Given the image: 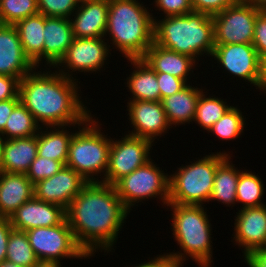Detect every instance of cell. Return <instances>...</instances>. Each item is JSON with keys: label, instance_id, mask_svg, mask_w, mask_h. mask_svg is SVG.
<instances>
[{"label": "cell", "instance_id": "14", "mask_svg": "<svg viewBox=\"0 0 266 267\" xmlns=\"http://www.w3.org/2000/svg\"><path fill=\"white\" fill-rule=\"evenodd\" d=\"M130 127L128 134L155 142L173 126L168 122L161 101H128ZM159 136V138H157Z\"/></svg>", "mask_w": 266, "mask_h": 267}, {"label": "cell", "instance_id": "29", "mask_svg": "<svg viewBox=\"0 0 266 267\" xmlns=\"http://www.w3.org/2000/svg\"><path fill=\"white\" fill-rule=\"evenodd\" d=\"M40 128L31 112L19 102L8 117L5 128L0 133V140L36 136Z\"/></svg>", "mask_w": 266, "mask_h": 267}, {"label": "cell", "instance_id": "35", "mask_svg": "<svg viewBox=\"0 0 266 267\" xmlns=\"http://www.w3.org/2000/svg\"><path fill=\"white\" fill-rule=\"evenodd\" d=\"M39 14L70 19L79 7V0H37Z\"/></svg>", "mask_w": 266, "mask_h": 267}, {"label": "cell", "instance_id": "3", "mask_svg": "<svg viewBox=\"0 0 266 267\" xmlns=\"http://www.w3.org/2000/svg\"><path fill=\"white\" fill-rule=\"evenodd\" d=\"M146 6L139 0H109L105 37L109 35L112 45L127 59L142 58L153 44L157 17Z\"/></svg>", "mask_w": 266, "mask_h": 267}, {"label": "cell", "instance_id": "2", "mask_svg": "<svg viewBox=\"0 0 266 267\" xmlns=\"http://www.w3.org/2000/svg\"><path fill=\"white\" fill-rule=\"evenodd\" d=\"M46 69L35 68L20 80V102L40 126L82 125L92 114L79 96V81Z\"/></svg>", "mask_w": 266, "mask_h": 267}, {"label": "cell", "instance_id": "36", "mask_svg": "<svg viewBox=\"0 0 266 267\" xmlns=\"http://www.w3.org/2000/svg\"><path fill=\"white\" fill-rule=\"evenodd\" d=\"M65 165L50 158L40 157L37 155L35 160L31 163V166L26 173L29 180L35 184L36 182L50 178L59 172Z\"/></svg>", "mask_w": 266, "mask_h": 267}, {"label": "cell", "instance_id": "44", "mask_svg": "<svg viewBox=\"0 0 266 267\" xmlns=\"http://www.w3.org/2000/svg\"><path fill=\"white\" fill-rule=\"evenodd\" d=\"M248 267H266V249H259L248 253L244 257Z\"/></svg>", "mask_w": 266, "mask_h": 267}, {"label": "cell", "instance_id": "26", "mask_svg": "<svg viewBox=\"0 0 266 267\" xmlns=\"http://www.w3.org/2000/svg\"><path fill=\"white\" fill-rule=\"evenodd\" d=\"M26 56L37 67L43 64L44 15L36 14L14 25ZM41 63V64H40Z\"/></svg>", "mask_w": 266, "mask_h": 267}, {"label": "cell", "instance_id": "34", "mask_svg": "<svg viewBox=\"0 0 266 267\" xmlns=\"http://www.w3.org/2000/svg\"><path fill=\"white\" fill-rule=\"evenodd\" d=\"M39 13L37 0H0V23L15 25Z\"/></svg>", "mask_w": 266, "mask_h": 267}, {"label": "cell", "instance_id": "28", "mask_svg": "<svg viewBox=\"0 0 266 267\" xmlns=\"http://www.w3.org/2000/svg\"><path fill=\"white\" fill-rule=\"evenodd\" d=\"M231 157L228 156L218 167L215 172L213 191L211 193L209 201H218L227 206H234L237 204L236 188L239 179V172L235 164L231 161ZM233 204V205H232Z\"/></svg>", "mask_w": 266, "mask_h": 267}, {"label": "cell", "instance_id": "15", "mask_svg": "<svg viewBox=\"0 0 266 267\" xmlns=\"http://www.w3.org/2000/svg\"><path fill=\"white\" fill-rule=\"evenodd\" d=\"M87 183L74 169L64 166L52 177L34 184V197L62 206L66 210Z\"/></svg>", "mask_w": 266, "mask_h": 267}, {"label": "cell", "instance_id": "20", "mask_svg": "<svg viewBox=\"0 0 266 267\" xmlns=\"http://www.w3.org/2000/svg\"><path fill=\"white\" fill-rule=\"evenodd\" d=\"M43 36V62L44 59L46 60L44 67L54 68L64 57L75 38L70 19L44 16Z\"/></svg>", "mask_w": 266, "mask_h": 267}, {"label": "cell", "instance_id": "48", "mask_svg": "<svg viewBox=\"0 0 266 267\" xmlns=\"http://www.w3.org/2000/svg\"><path fill=\"white\" fill-rule=\"evenodd\" d=\"M260 11H266V0H247Z\"/></svg>", "mask_w": 266, "mask_h": 267}, {"label": "cell", "instance_id": "42", "mask_svg": "<svg viewBox=\"0 0 266 267\" xmlns=\"http://www.w3.org/2000/svg\"><path fill=\"white\" fill-rule=\"evenodd\" d=\"M12 229L9 218H0V263L6 260L7 243Z\"/></svg>", "mask_w": 266, "mask_h": 267}, {"label": "cell", "instance_id": "27", "mask_svg": "<svg viewBox=\"0 0 266 267\" xmlns=\"http://www.w3.org/2000/svg\"><path fill=\"white\" fill-rule=\"evenodd\" d=\"M71 126H52L40 128L37 133V155L62 162L66 165L68 150L73 132L66 128ZM50 128V129H49ZM49 129V130H48ZM61 129V130H60ZM46 130V131H44Z\"/></svg>", "mask_w": 266, "mask_h": 267}, {"label": "cell", "instance_id": "7", "mask_svg": "<svg viewBox=\"0 0 266 267\" xmlns=\"http://www.w3.org/2000/svg\"><path fill=\"white\" fill-rule=\"evenodd\" d=\"M225 152V153H224ZM209 153L201 159L190 161L188 165L177 168L169 176L168 204L201 205L209 202L217 167L230 152Z\"/></svg>", "mask_w": 266, "mask_h": 267}, {"label": "cell", "instance_id": "22", "mask_svg": "<svg viewBox=\"0 0 266 267\" xmlns=\"http://www.w3.org/2000/svg\"><path fill=\"white\" fill-rule=\"evenodd\" d=\"M37 157V136L0 140L1 171L26 174Z\"/></svg>", "mask_w": 266, "mask_h": 267}, {"label": "cell", "instance_id": "41", "mask_svg": "<svg viewBox=\"0 0 266 267\" xmlns=\"http://www.w3.org/2000/svg\"><path fill=\"white\" fill-rule=\"evenodd\" d=\"M19 83L16 77L0 75V101L16 98L19 95Z\"/></svg>", "mask_w": 266, "mask_h": 267}, {"label": "cell", "instance_id": "12", "mask_svg": "<svg viewBox=\"0 0 266 267\" xmlns=\"http://www.w3.org/2000/svg\"><path fill=\"white\" fill-rule=\"evenodd\" d=\"M105 40L108 41L107 38H74L64 57L54 68H57L60 74L71 79H74L72 75L77 71L86 74L87 72H100L103 70L101 68L107 64V58L111 56L109 42H105Z\"/></svg>", "mask_w": 266, "mask_h": 267}, {"label": "cell", "instance_id": "11", "mask_svg": "<svg viewBox=\"0 0 266 267\" xmlns=\"http://www.w3.org/2000/svg\"><path fill=\"white\" fill-rule=\"evenodd\" d=\"M120 139L117 141L111 138L109 164L104 177L106 184L114 185L152 159L150 151L154 143L150 140L130 134L123 135Z\"/></svg>", "mask_w": 266, "mask_h": 267}, {"label": "cell", "instance_id": "13", "mask_svg": "<svg viewBox=\"0 0 266 267\" xmlns=\"http://www.w3.org/2000/svg\"><path fill=\"white\" fill-rule=\"evenodd\" d=\"M211 57L223 71L253 84L261 93V59L252 44L215 45Z\"/></svg>", "mask_w": 266, "mask_h": 267}, {"label": "cell", "instance_id": "4", "mask_svg": "<svg viewBox=\"0 0 266 267\" xmlns=\"http://www.w3.org/2000/svg\"><path fill=\"white\" fill-rule=\"evenodd\" d=\"M172 211V234L180 252H168L167 256L175 267H183L186 260L192 259L200 267H211L213 245L211 241V220L205 205L167 204ZM183 251V253H182ZM188 258V259H186ZM211 265V266H210Z\"/></svg>", "mask_w": 266, "mask_h": 267}, {"label": "cell", "instance_id": "21", "mask_svg": "<svg viewBox=\"0 0 266 267\" xmlns=\"http://www.w3.org/2000/svg\"><path fill=\"white\" fill-rule=\"evenodd\" d=\"M33 197L34 184L26 174L0 171V218H10Z\"/></svg>", "mask_w": 266, "mask_h": 267}, {"label": "cell", "instance_id": "24", "mask_svg": "<svg viewBox=\"0 0 266 267\" xmlns=\"http://www.w3.org/2000/svg\"><path fill=\"white\" fill-rule=\"evenodd\" d=\"M134 70L127 77L128 90L132 98L128 101H161L156 72L142 58H128Z\"/></svg>", "mask_w": 266, "mask_h": 267}, {"label": "cell", "instance_id": "17", "mask_svg": "<svg viewBox=\"0 0 266 267\" xmlns=\"http://www.w3.org/2000/svg\"><path fill=\"white\" fill-rule=\"evenodd\" d=\"M66 218V210L35 197L22 204L9 218L15 230L27 231L38 227H53Z\"/></svg>", "mask_w": 266, "mask_h": 267}, {"label": "cell", "instance_id": "38", "mask_svg": "<svg viewBox=\"0 0 266 267\" xmlns=\"http://www.w3.org/2000/svg\"><path fill=\"white\" fill-rule=\"evenodd\" d=\"M239 0H191L193 12L214 16Z\"/></svg>", "mask_w": 266, "mask_h": 267}, {"label": "cell", "instance_id": "37", "mask_svg": "<svg viewBox=\"0 0 266 267\" xmlns=\"http://www.w3.org/2000/svg\"><path fill=\"white\" fill-rule=\"evenodd\" d=\"M153 6L166 16L185 15L193 12L191 0H154ZM159 8V9H158Z\"/></svg>", "mask_w": 266, "mask_h": 267}, {"label": "cell", "instance_id": "49", "mask_svg": "<svg viewBox=\"0 0 266 267\" xmlns=\"http://www.w3.org/2000/svg\"><path fill=\"white\" fill-rule=\"evenodd\" d=\"M0 267H22V266L16 265L13 262H9V261L5 260V261L0 263Z\"/></svg>", "mask_w": 266, "mask_h": 267}, {"label": "cell", "instance_id": "10", "mask_svg": "<svg viewBox=\"0 0 266 267\" xmlns=\"http://www.w3.org/2000/svg\"><path fill=\"white\" fill-rule=\"evenodd\" d=\"M261 11L247 0H239L212 16L214 44H252L255 21Z\"/></svg>", "mask_w": 266, "mask_h": 267}, {"label": "cell", "instance_id": "30", "mask_svg": "<svg viewBox=\"0 0 266 267\" xmlns=\"http://www.w3.org/2000/svg\"><path fill=\"white\" fill-rule=\"evenodd\" d=\"M264 183L262 179L255 175L252 171L240 170L239 179L236 188L237 203H240L243 208L257 207L264 205L262 201L264 197Z\"/></svg>", "mask_w": 266, "mask_h": 267}, {"label": "cell", "instance_id": "40", "mask_svg": "<svg viewBox=\"0 0 266 267\" xmlns=\"http://www.w3.org/2000/svg\"><path fill=\"white\" fill-rule=\"evenodd\" d=\"M252 45L262 59L266 55V11H261L256 17Z\"/></svg>", "mask_w": 266, "mask_h": 267}, {"label": "cell", "instance_id": "25", "mask_svg": "<svg viewBox=\"0 0 266 267\" xmlns=\"http://www.w3.org/2000/svg\"><path fill=\"white\" fill-rule=\"evenodd\" d=\"M190 83L171 96L161 100L165 115L170 125H186L193 123L195 110L200 94L204 91L202 88L192 87Z\"/></svg>", "mask_w": 266, "mask_h": 267}, {"label": "cell", "instance_id": "32", "mask_svg": "<svg viewBox=\"0 0 266 267\" xmlns=\"http://www.w3.org/2000/svg\"><path fill=\"white\" fill-rule=\"evenodd\" d=\"M6 260L22 267H32L39 261L25 231L11 230Z\"/></svg>", "mask_w": 266, "mask_h": 267}, {"label": "cell", "instance_id": "47", "mask_svg": "<svg viewBox=\"0 0 266 267\" xmlns=\"http://www.w3.org/2000/svg\"><path fill=\"white\" fill-rule=\"evenodd\" d=\"M61 263L55 261H42L39 260L35 265L32 267H61Z\"/></svg>", "mask_w": 266, "mask_h": 267}, {"label": "cell", "instance_id": "18", "mask_svg": "<svg viewBox=\"0 0 266 267\" xmlns=\"http://www.w3.org/2000/svg\"><path fill=\"white\" fill-rule=\"evenodd\" d=\"M35 68L23 50L16 27L0 23V75L21 80Z\"/></svg>", "mask_w": 266, "mask_h": 267}, {"label": "cell", "instance_id": "6", "mask_svg": "<svg viewBox=\"0 0 266 267\" xmlns=\"http://www.w3.org/2000/svg\"><path fill=\"white\" fill-rule=\"evenodd\" d=\"M90 116L73 134L66 165L74 169L88 182H103L109 164L111 137L101 132L96 116ZM97 120V121H96ZM103 174H102V173ZM101 176V180L98 179ZM96 178H95V177Z\"/></svg>", "mask_w": 266, "mask_h": 267}, {"label": "cell", "instance_id": "39", "mask_svg": "<svg viewBox=\"0 0 266 267\" xmlns=\"http://www.w3.org/2000/svg\"><path fill=\"white\" fill-rule=\"evenodd\" d=\"M156 76L161 92V100L180 92L188 85L183 79L175 77L169 73L156 72Z\"/></svg>", "mask_w": 266, "mask_h": 267}, {"label": "cell", "instance_id": "1", "mask_svg": "<svg viewBox=\"0 0 266 267\" xmlns=\"http://www.w3.org/2000/svg\"><path fill=\"white\" fill-rule=\"evenodd\" d=\"M130 212L114 185L88 182L66 209V219L78 245L92 257L98 250H114Z\"/></svg>", "mask_w": 266, "mask_h": 267}, {"label": "cell", "instance_id": "33", "mask_svg": "<svg viewBox=\"0 0 266 267\" xmlns=\"http://www.w3.org/2000/svg\"><path fill=\"white\" fill-rule=\"evenodd\" d=\"M232 106L209 130L208 133L215 134L222 141H230L239 138L246 127V118L242 111Z\"/></svg>", "mask_w": 266, "mask_h": 267}, {"label": "cell", "instance_id": "8", "mask_svg": "<svg viewBox=\"0 0 266 267\" xmlns=\"http://www.w3.org/2000/svg\"><path fill=\"white\" fill-rule=\"evenodd\" d=\"M153 161L151 159L114 184L120 200L129 211L136 203H144L150 198H159L164 206L169 202V174Z\"/></svg>", "mask_w": 266, "mask_h": 267}, {"label": "cell", "instance_id": "23", "mask_svg": "<svg viewBox=\"0 0 266 267\" xmlns=\"http://www.w3.org/2000/svg\"><path fill=\"white\" fill-rule=\"evenodd\" d=\"M142 59L147 62L155 72L169 73L183 79L187 84L189 82V74L191 75V71L193 72L192 69H194L196 66L195 64L198 63V61L190 56L163 48L154 42L147 49Z\"/></svg>", "mask_w": 266, "mask_h": 267}, {"label": "cell", "instance_id": "31", "mask_svg": "<svg viewBox=\"0 0 266 267\" xmlns=\"http://www.w3.org/2000/svg\"><path fill=\"white\" fill-rule=\"evenodd\" d=\"M204 93L207 91L200 94L193 121L208 132L232 106L220 97H207Z\"/></svg>", "mask_w": 266, "mask_h": 267}, {"label": "cell", "instance_id": "16", "mask_svg": "<svg viewBox=\"0 0 266 267\" xmlns=\"http://www.w3.org/2000/svg\"><path fill=\"white\" fill-rule=\"evenodd\" d=\"M234 223V244L242 247V256L266 248V204L238 210Z\"/></svg>", "mask_w": 266, "mask_h": 267}, {"label": "cell", "instance_id": "5", "mask_svg": "<svg viewBox=\"0 0 266 267\" xmlns=\"http://www.w3.org/2000/svg\"><path fill=\"white\" fill-rule=\"evenodd\" d=\"M153 42L196 61L204 55L211 57L215 46L212 16L191 12L154 20Z\"/></svg>", "mask_w": 266, "mask_h": 267}, {"label": "cell", "instance_id": "9", "mask_svg": "<svg viewBox=\"0 0 266 267\" xmlns=\"http://www.w3.org/2000/svg\"><path fill=\"white\" fill-rule=\"evenodd\" d=\"M26 234L38 260L61 263L63 258L90 259L75 240L66 218L56 226L29 229Z\"/></svg>", "mask_w": 266, "mask_h": 267}, {"label": "cell", "instance_id": "43", "mask_svg": "<svg viewBox=\"0 0 266 267\" xmlns=\"http://www.w3.org/2000/svg\"><path fill=\"white\" fill-rule=\"evenodd\" d=\"M20 102V96L5 101H0V133L4 130L6 121L14 107Z\"/></svg>", "mask_w": 266, "mask_h": 267}, {"label": "cell", "instance_id": "19", "mask_svg": "<svg viewBox=\"0 0 266 267\" xmlns=\"http://www.w3.org/2000/svg\"><path fill=\"white\" fill-rule=\"evenodd\" d=\"M109 0L82 1L70 21L75 38H105ZM74 16V18H73Z\"/></svg>", "mask_w": 266, "mask_h": 267}, {"label": "cell", "instance_id": "45", "mask_svg": "<svg viewBox=\"0 0 266 267\" xmlns=\"http://www.w3.org/2000/svg\"><path fill=\"white\" fill-rule=\"evenodd\" d=\"M136 265V266H135ZM131 267H175L172 263V260L167 256V254L163 253L158 257L155 256L152 260H148V262H141V264H135Z\"/></svg>", "mask_w": 266, "mask_h": 267}, {"label": "cell", "instance_id": "46", "mask_svg": "<svg viewBox=\"0 0 266 267\" xmlns=\"http://www.w3.org/2000/svg\"><path fill=\"white\" fill-rule=\"evenodd\" d=\"M261 91L266 93V55L261 59Z\"/></svg>", "mask_w": 266, "mask_h": 267}]
</instances>
